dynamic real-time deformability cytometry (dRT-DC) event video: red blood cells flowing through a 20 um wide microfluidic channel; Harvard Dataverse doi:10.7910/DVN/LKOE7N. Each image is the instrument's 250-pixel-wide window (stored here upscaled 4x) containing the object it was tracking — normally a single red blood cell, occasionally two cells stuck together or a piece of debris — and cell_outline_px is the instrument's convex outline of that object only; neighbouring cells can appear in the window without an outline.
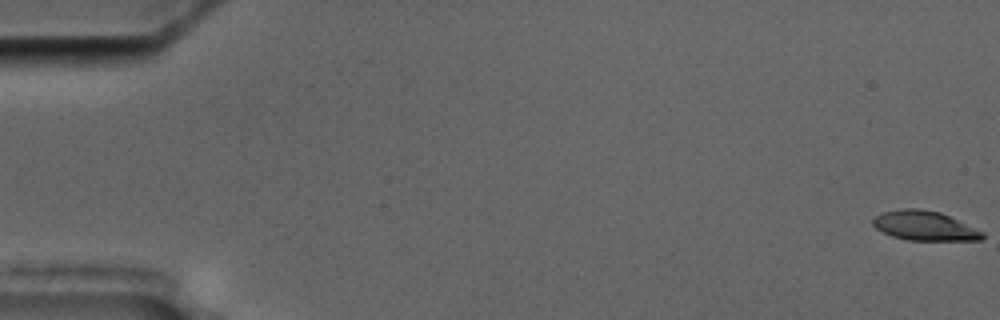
{"species": "common noctule bat (a hibernating species)", "species_latin": "Nyctalus noctula", "temperature_condition": "cold", "stored_images_in_passage": 4, "camera_frame_rate_fps": 3000, "um_per_image_px": 0.085, "animal": {"sex": "male", "body_mass_g": 17.5, "forearm_length_mm": 52.3}, "frame": {"image": 1, "passage_image": 1, "time_ms": 0.0, "image_size_px": [1000, 320], "cell_outline_px": [[984, 236], [980, 240], [908, 240], [892, 236], [876, 228], [872, 224], [872, 216], [880, 212], [904, 208], [916, 208], [940, 212], [984, 232]], "centroid_in_image_um": [78.54, 19.18], "position_along_channel_um": 6.5, "area_um2": 18.79}}